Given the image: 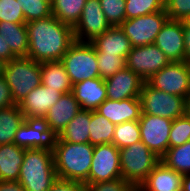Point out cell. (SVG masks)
Masks as SVG:
<instances>
[{
  "label": "cell",
  "instance_id": "cell-41",
  "mask_svg": "<svg viewBox=\"0 0 190 191\" xmlns=\"http://www.w3.org/2000/svg\"><path fill=\"white\" fill-rule=\"evenodd\" d=\"M14 105V100L11 95L10 88L7 84V81L0 76V109L7 108Z\"/></svg>",
  "mask_w": 190,
  "mask_h": 191
},
{
  "label": "cell",
  "instance_id": "cell-46",
  "mask_svg": "<svg viewBox=\"0 0 190 191\" xmlns=\"http://www.w3.org/2000/svg\"><path fill=\"white\" fill-rule=\"evenodd\" d=\"M185 114L190 117V93L185 98Z\"/></svg>",
  "mask_w": 190,
  "mask_h": 191
},
{
  "label": "cell",
  "instance_id": "cell-34",
  "mask_svg": "<svg viewBox=\"0 0 190 191\" xmlns=\"http://www.w3.org/2000/svg\"><path fill=\"white\" fill-rule=\"evenodd\" d=\"M190 141V117L184 114L172 121L169 134V148Z\"/></svg>",
  "mask_w": 190,
  "mask_h": 191
},
{
  "label": "cell",
  "instance_id": "cell-48",
  "mask_svg": "<svg viewBox=\"0 0 190 191\" xmlns=\"http://www.w3.org/2000/svg\"><path fill=\"white\" fill-rule=\"evenodd\" d=\"M185 62H186V65L188 67L189 74H190V58L186 59Z\"/></svg>",
  "mask_w": 190,
  "mask_h": 191
},
{
  "label": "cell",
  "instance_id": "cell-10",
  "mask_svg": "<svg viewBox=\"0 0 190 191\" xmlns=\"http://www.w3.org/2000/svg\"><path fill=\"white\" fill-rule=\"evenodd\" d=\"M121 176L119 149L112 143L94 146L89 184L112 181Z\"/></svg>",
  "mask_w": 190,
  "mask_h": 191
},
{
  "label": "cell",
  "instance_id": "cell-4",
  "mask_svg": "<svg viewBox=\"0 0 190 191\" xmlns=\"http://www.w3.org/2000/svg\"><path fill=\"white\" fill-rule=\"evenodd\" d=\"M119 153L121 176L137 191L160 162V157L142 141L119 149Z\"/></svg>",
  "mask_w": 190,
  "mask_h": 191
},
{
  "label": "cell",
  "instance_id": "cell-15",
  "mask_svg": "<svg viewBox=\"0 0 190 191\" xmlns=\"http://www.w3.org/2000/svg\"><path fill=\"white\" fill-rule=\"evenodd\" d=\"M184 21L170 20L162 26L154 44L170 62L185 61Z\"/></svg>",
  "mask_w": 190,
  "mask_h": 191
},
{
  "label": "cell",
  "instance_id": "cell-44",
  "mask_svg": "<svg viewBox=\"0 0 190 191\" xmlns=\"http://www.w3.org/2000/svg\"><path fill=\"white\" fill-rule=\"evenodd\" d=\"M185 60L190 58V22L184 21Z\"/></svg>",
  "mask_w": 190,
  "mask_h": 191
},
{
  "label": "cell",
  "instance_id": "cell-20",
  "mask_svg": "<svg viewBox=\"0 0 190 191\" xmlns=\"http://www.w3.org/2000/svg\"><path fill=\"white\" fill-rule=\"evenodd\" d=\"M72 92L83 110H96L107 99L105 81L100 77L75 83Z\"/></svg>",
  "mask_w": 190,
  "mask_h": 191
},
{
  "label": "cell",
  "instance_id": "cell-35",
  "mask_svg": "<svg viewBox=\"0 0 190 191\" xmlns=\"http://www.w3.org/2000/svg\"><path fill=\"white\" fill-rule=\"evenodd\" d=\"M100 78L106 79L126 67V59L118 55H103L96 52Z\"/></svg>",
  "mask_w": 190,
  "mask_h": 191
},
{
  "label": "cell",
  "instance_id": "cell-2",
  "mask_svg": "<svg viewBox=\"0 0 190 191\" xmlns=\"http://www.w3.org/2000/svg\"><path fill=\"white\" fill-rule=\"evenodd\" d=\"M94 146L88 143H71L57 140L53 151L58 179L89 184V173Z\"/></svg>",
  "mask_w": 190,
  "mask_h": 191
},
{
  "label": "cell",
  "instance_id": "cell-42",
  "mask_svg": "<svg viewBox=\"0 0 190 191\" xmlns=\"http://www.w3.org/2000/svg\"><path fill=\"white\" fill-rule=\"evenodd\" d=\"M17 56L10 50V47L6 45L5 40L0 36V59L5 62H9L11 59Z\"/></svg>",
  "mask_w": 190,
  "mask_h": 191
},
{
  "label": "cell",
  "instance_id": "cell-5",
  "mask_svg": "<svg viewBox=\"0 0 190 191\" xmlns=\"http://www.w3.org/2000/svg\"><path fill=\"white\" fill-rule=\"evenodd\" d=\"M3 77L10 88L14 104L41 84V63L28 57H16L5 63Z\"/></svg>",
  "mask_w": 190,
  "mask_h": 191
},
{
  "label": "cell",
  "instance_id": "cell-17",
  "mask_svg": "<svg viewBox=\"0 0 190 191\" xmlns=\"http://www.w3.org/2000/svg\"><path fill=\"white\" fill-rule=\"evenodd\" d=\"M62 93L40 84L19 103L21 112L28 120H42L49 108L54 106Z\"/></svg>",
  "mask_w": 190,
  "mask_h": 191
},
{
  "label": "cell",
  "instance_id": "cell-13",
  "mask_svg": "<svg viewBox=\"0 0 190 191\" xmlns=\"http://www.w3.org/2000/svg\"><path fill=\"white\" fill-rule=\"evenodd\" d=\"M110 27L100 0H86L80 19L73 27L74 39L78 42H91Z\"/></svg>",
  "mask_w": 190,
  "mask_h": 191
},
{
  "label": "cell",
  "instance_id": "cell-28",
  "mask_svg": "<svg viewBox=\"0 0 190 191\" xmlns=\"http://www.w3.org/2000/svg\"><path fill=\"white\" fill-rule=\"evenodd\" d=\"M115 126L96 110H91L89 143L93 146L112 143Z\"/></svg>",
  "mask_w": 190,
  "mask_h": 191
},
{
  "label": "cell",
  "instance_id": "cell-36",
  "mask_svg": "<svg viewBox=\"0 0 190 191\" xmlns=\"http://www.w3.org/2000/svg\"><path fill=\"white\" fill-rule=\"evenodd\" d=\"M100 3L111 26H120L125 21L126 0H100Z\"/></svg>",
  "mask_w": 190,
  "mask_h": 191
},
{
  "label": "cell",
  "instance_id": "cell-22",
  "mask_svg": "<svg viewBox=\"0 0 190 191\" xmlns=\"http://www.w3.org/2000/svg\"><path fill=\"white\" fill-rule=\"evenodd\" d=\"M90 43L96 52H101L103 55H118L125 59L132 48L130 40L119 26L110 27Z\"/></svg>",
  "mask_w": 190,
  "mask_h": 191
},
{
  "label": "cell",
  "instance_id": "cell-26",
  "mask_svg": "<svg viewBox=\"0 0 190 191\" xmlns=\"http://www.w3.org/2000/svg\"><path fill=\"white\" fill-rule=\"evenodd\" d=\"M91 110H81L61 131L58 140L71 143L89 142Z\"/></svg>",
  "mask_w": 190,
  "mask_h": 191
},
{
  "label": "cell",
  "instance_id": "cell-16",
  "mask_svg": "<svg viewBox=\"0 0 190 191\" xmlns=\"http://www.w3.org/2000/svg\"><path fill=\"white\" fill-rule=\"evenodd\" d=\"M107 99L121 101L139 98L145 81L132 70L125 67L106 79Z\"/></svg>",
  "mask_w": 190,
  "mask_h": 191
},
{
  "label": "cell",
  "instance_id": "cell-1",
  "mask_svg": "<svg viewBox=\"0 0 190 191\" xmlns=\"http://www.w3.org/2000/svg\"><path fill=\"white\" fill-rule=\"evenodd\" d=\"M27 57L36 62L60 61L75 42L73 27L53 15L26 23Z\"/></svg>",
  "mask_w": 190,
  "mask_h": 191
},
{
  "label": "cell",
  "instance_id": "cell-37",
  "mask_svg": "<svg viewBox=\"0 0 190 191\" xmlns=\"http://www.w3.org/2000/svg\"><path fill=\"white\" fill-rule=\"evenodd\" d=\"M26 24L22 7L16 0H0V22Z\"/></svg>",
  "mask_w": 190,
  "mask_h": 191
},
{
  "label": "cell",
  "instance_id": "cell-47",
  "mask_svg": "<svg viewBox=\"0 0 190 191\" xmlns=\"http://www.w3.org/2000/svg\"><path fill=\"white\" fill-rule=\"evenodd\" d=\"M5 61L0 59V76L3 75L4 67H5Z\"/></svg>",
  "mask_w": 190,
  "mask_h": 191
},
{
  "label": "cell",
  "instance_id": "cell-9",
  "mask_svg": "<svg viewBox=\"0 0 190 191\" xmlns=\"http://www.w3.org/2000/svg\"><path fill=\"white\" fill-rule=\"evenodd\" d=\"M147 83L155 89L186 98L190 93V74L186 62H170Z\"/></svg>",
  "mask_w": 190,
  "mask_h": 191
},
{
  "label": "cell",
  "instance_id": "cell-38",
  "mask_svg": "<svg viewBox=\"0 0 190 191\" xmlns=\"http://www.w3.org/2000/svg\"><path fill=\"white\" fill-rule=\"evenodd\" d=\"M164 10L170 20L189 21L190 0H165Z\"/></svg>",
  "mask_w": 190,
  "mask_h": 191
},
{
  "label": "cell",
  "instance_id": "cell-45",
  "mask_svg": "<svg viewBox=\"0 0 190 191\" xmlns=\"http://www.w3.org/2000/svg\"><path fill=\"white\" fill-rule=\"evenodd\" d=\"M181 191H190V174H183Z\"/></svg>",
  "mask_w": 190,
  "mask_h": 191
},
{
  "label": "cell",
  "instance_id": "cell-30",
  "mask_svg": "<svg viewBox=\"0 0 190 191\" xmlns=\"http://www.w3.org/2000/svg\"><path fill=\"white\" fill-rule=\"evenodd\" d=\"M160 161L176 172L190 174V141L168 148Z\"/></svg>",
  "mask_w": 190,
  "mask_h": 191
},
{
  "label": "cell",
  "instance_id": "cell-31",
  "mask_svg": "<svg viewBox=\"0 0 190 191\" xmlns=\"http://www.w3.org/2000/svg\"><path fill=\"white\" fill-rule=\"evenodd\" d=\"M140 141L139 121H128L115 126L112 144H114L118 149Z\"/></svg>",
  "mask_w": 190,
  "mask_h": 191
},
{
  "label": "cell",
  "instance_id": "cell-21",
  "mask_svg": "<svg viewBox=\"0 0 190 191\" xmlns=\"http://www.w3.org/2000/svg\"><path fill=\"white\" fill-rule=\"evenodd\" d=\"M183 174L159 162L137 191H181Z\"/></svg>",
  "mask_w": 190,
  "mask_h": 191
},
{
  "label": "cell",
  "instance_id": "cell-7",
  "mask_svg": "<svg viewBox=\"0 0 190 191\" xmlns=\"http://www.w3.org/2000/svg\"><path fill=\"white\" fill-rule=\"evenodd\" d=\"M142 114L161 116L174 120L185 114V98L171 95L144 83L140 93Z\"/></svg>",
  "mask_w": 190,
  "mask_h": 191
},
{
  "label": "cell",
  "instance_id": "cell-29",
  "mask_svg": "<svg viewBox=\"0 0 190 191\" xmlns=\"http://www.w3.org/2000/svg\"><path fill=\"white\" fill-rule=\"evenodd\" d=\"M86 0H52V15L74 27L80 19Z\"/></svg>",
  "mask_w": 190,
  "mask_h": 191
},
{
  "label": "cell",
  "instance_id": "cell-33",
  "mask_svg": "<svg viewBox=\"0 0 190 191\" xmlns=\"http://www.w3.org/2000/svg\"><path fill=\"white\" fill-rule=\"evenodd\" d=\"M22 7L25 22L46 18L52 15V0H16Z\"/></svg>",
  "mask_w": 190,
  "mask_h": 191
},
{
  "label": "cell",
  "instance_id": "cell-19",
  "mask_svg": "<svg viewBox=\"0 0 190 191\" xmlns=\"http://www.w3.org/2000/svg\"><path fill=\"white\" fill-rule=\"evenodd\" d=\"M96 111L117 125L128 121H139L142 107L140 98H128L121 101L106 99Z\"/></svg>",
  "mask_w": 190,
  "mask_h": 191
},
{
  "label": "cell",
  "instance_id": "cell-12",
  "mask_svg": "<svg viewBox=\"0 0 190 191\" xmlns=\"http://www.w3.org/2000/svg\"><path fill=\"white\" fill-rule=\"evenodd\" d=\"M172 121L150 114H141L139 119L141 141L160 158L169 148Z\"/></svg>",
  "mask_w": 190,
  "mask_h": 191
},
{
  "label": "cell",
  "instance_id": "cell-18",
  "mask_svg": "<svg viewBox=\"0 0 190 191\" xmlns=\"http://www.w3.org/2000/svg\"><path fill=\"white\" fill-rule=\"evenodd\" d=\"M81 110L80 104L71 91L62 94L57 103L49 108L41 121L59 135Z\"/></svg>",
  "mask_w": 190,
  "mask_h": 191
},
{
  "label": "cell",
  "instance_id": "cell-32",
  "mask_svg": "<svg viewBox=\"0 0 190 191\" xmlns=\"http://www.w3.org/2000/svg\"><path fill=\"white\" fill-rule=\"evenodd\" d=\"M165 0H126L125 20L164 10Z\"/></svg>",
  "mask_w": 190,
  "mask_h": 191
},
{
  "label": "cell",
  "instance_id": "cell-6",
  "mask_svg": "<svg viewBox=\"0 0 190 191\" xmlns=\"http://www.w3.org/2000/svg\"><path fill=\"white\" fill-rule=\"evenodd\" d=\"M74 85L77 82L99 78L95 47L90 42L75 41L60 60Z\"/></svg>",
  "mask_w": 190,
  "mask_h": 191
},
{
  "label": "cell",
  "instance_id": "cell-23",
  "mask_svg": "<svg viewBox=\"0 0 190 191\" xmlns=\"http://www.w3.org/2000/svg\"><path fill=\"white\" fill-rule=\"evenodd\" d=\"M25 148L14 143L0 145V181H18Z\"/></svg>",
  "mask_w": 190,
  "mask_h": 191
},
{
  "label": "cell",
  "instance_id": "cell-24",
  "mask_svg": "<svg viewBox=\"0 0 190 191\" xmlns=\"http://www.w3.org/2000/svg\"><path fill=\"white\" fill-rule=\"evenodd\" d=\"M41 84L62 94L72 91V84L61 61L41 62Z\"/></svg>",
  "mask_w": 190,
  "mask_h": 191
},
{
  "label": "cell",
  "instance_id": "cell-43",
  "mask_svg": "<svg viewBox=\"0 0 190 191\" xmlns=\"http://www.w3.org/2000/svg\"><path fill=\"white\" fill-rule=\"evenodd\" d=\"M0 191H25L18 181H0Z\"/></svg>",
  "mask_w": 190,
  "mask_h": 191
},
{
  "label": "cell",
  "instance_id": "cell-3",
  "mask_svg": "<svg viewBox=\"0 0 190 191\" xmlns=\"http://www.w3.org/2000/svg\"><path fill=\"white\" fill-rule=\"evenodd\" d=\"M57 180L53 152L46 149H25L18 182L25 191H47Z\"/></svg>",
  "mask_w": 190,
  "mask_h": 191
},
{
  "label": "cell",
  "instance_id": "cell-11",
  "mask_svg": "<svg viewBox=\"0 0 190 191\" xmlns=\"http://www.w3.org/2000/svg\"><path fill=\"white\" fill-rule=\"evenodd\" d=\"M169 63V59L155 44L132 47L126 58V67L145 82Z\"/></svg>",
  "mask_w": 190,
  "mask_h": 191
},
{
  "label": "cell",
  "instance_id": "cell-14",
  "mask_svg": "<svg viewBox=\"0 0 190 191\" xmlns=\"http://www.w3.org/2000/svg\"><path fill=\"white\" fill-rule=\"evenodd\" d=\"M58 134L41 120L26 119L17 129L14 144L25 149H46L54 151Z\"/></svg>",
  "mask_w": 190,
  "mask_h": 191
},
{
  "label": "cell",
  "instance_id": "cell-40",
  "mask_svg": "<svg viewBox=\"0 0 190 191\" xmlns=\"http://www.w3.org/2000/svg\"><path fill=\"white\" fill-rule=\"evenodd\" d=\"M47 191H86L83 183L58 179Z\"/></svg>",
  "mask_w": 190,
  "mask_h": 191
},
{
  "label": "cell",
  "instance_id": "cell-25",
  "mask_svg": "<svg viewBox=\"0 0 190 191\" xmlns=\"http://www.w3.org/2000/svg\"><path fill=\"white\" fill-rule=\"evenodd\" d=\"M0 36L17 57H27L29 40L26 24L0 22Z\"/></svg>",
  "mask_w": 190,
  "mask_h": 191
},
{
  "label": "cell",
  "instance_id": "cell-39",
  "mask_svg": "<svg viewBox=\"0 0 190 191\" xmlns=\"http://www.w3.org/2000/svg\"><path fill=\"white\" fill-rule=\"evenodd\" d=\"M85 186L86 191H136L123 178L94 184H86Z\"/></svg>",
  "mask_w": 190,
  "mask_h": 191
},
{
  "label": "cell",
  "instance_id": "cell-27",
  "mask_svg": "<svg viewBox=\"0 0 190 191\" xmlns=\"http://www.w3.org/2000/svg\"><path fill=\"white\" fill-rule=\"evenodd\" d=\"M25 120L18 104L0 109V145L13 143L17 129Z\"/></svg>",
  "mask_w": 190,
  "mask_h": 191
},
{
  "label": "cell",
  "instance_id": "cell-8",
  "mask_svg": "<svg viewBox=\"0 0 190 191\" xmlns=\"http://www.w3.org/2000/svg\"><path fill=\"white\" fill-rule=\"evenodd\" d=\"M165 10L126 19L119 27L130 40L132 47L154 44L156 36L168 20Z\"/></svg>",
  "mask_w": 190,
  "mask_h": 191
}]
</instances>
